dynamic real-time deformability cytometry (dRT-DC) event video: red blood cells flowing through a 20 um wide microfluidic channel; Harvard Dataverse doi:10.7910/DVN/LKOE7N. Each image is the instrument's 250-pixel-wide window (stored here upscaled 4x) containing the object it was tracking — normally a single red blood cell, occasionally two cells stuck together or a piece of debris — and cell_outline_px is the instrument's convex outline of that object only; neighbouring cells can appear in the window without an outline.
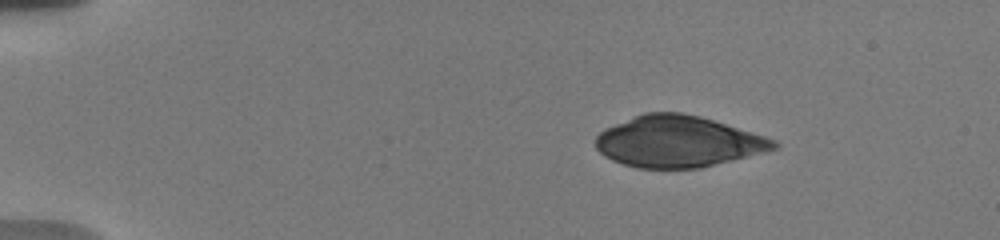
{"species": "human", "species_latin": "Homo sapiens", "temperature_condition": "warm", "stored_images_in_passage": 75, "camera_frame_rate_fps": 3000, "um_per_image_px": 0.085, "donor": {"sex": "male"}, "frame": {"image": 1, "passage_image": 1, "time_ms": 0.0, "image_size_px": [1000, 240], "cell_outline_px": [[780, 144], [776, 148], [764, 152], [700, 168], [636, 168], [612, 160], [604, 156], [596, 148], [596, 136], [600, 132], [616, 124], [644, 112], [680, 112], [700, 116], [764, 136], [776, 140]], "centroid_in_image_um": [57.63, 12.04], "position_along_channel_um": 27.4, "area_um2": 52.77}}
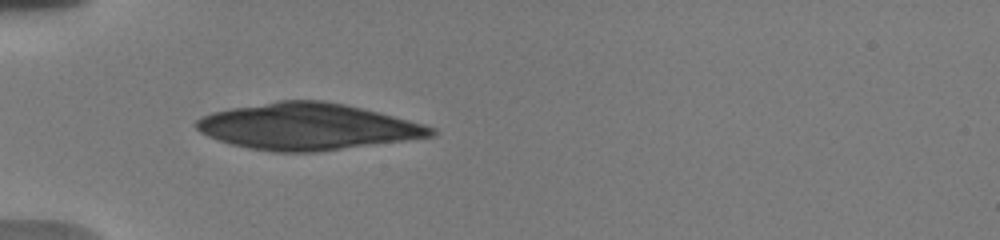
{"frame": {"image": 2, "passage_image": 15, "time_ms": 3.0, "image_size_px": [1000, 240], "cell_outline_px": [[436, 136], [316, 152], [272, 152], [248, 148], [232, 144], [208, 136], [200, 132], [192, 124], [196, 120], [212, 112], [232, 108], [280, 100], [324, 100], [344, 104], [424, 124], [436, 128]], "centroid_in_image_um": [26.12, 10.76], "position_along_channel_um": 58.9, "area_um2": 63.23}}